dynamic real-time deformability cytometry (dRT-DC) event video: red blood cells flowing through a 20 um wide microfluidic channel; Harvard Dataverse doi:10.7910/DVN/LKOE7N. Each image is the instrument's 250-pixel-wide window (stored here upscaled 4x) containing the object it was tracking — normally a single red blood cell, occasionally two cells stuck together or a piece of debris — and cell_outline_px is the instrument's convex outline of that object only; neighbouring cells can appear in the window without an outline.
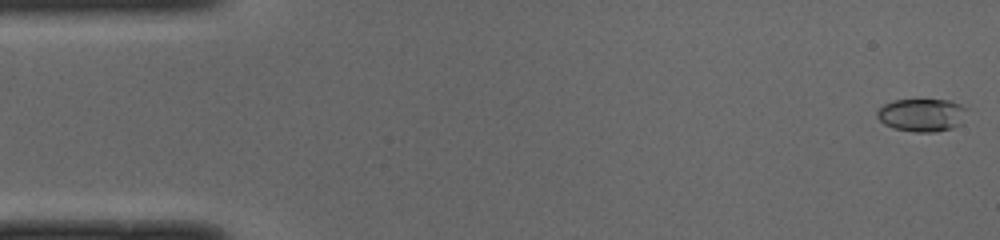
{"species": "common noctule bat (a hibernating species)", "species_latin": "Nyctalus noctula", "temperature_condition": "cold", "stored_images_in_passage": 50, "camera_frame_rate_fps": 3000, "um_per_image_px": 0.085, "animal": {"sex": "male", "body_mass_g": 19.0, "forearm_length_mm": 50.8}, "frame": {"image": 1, "passage_image": 1, "time_ms": 0.0, "image_size_px": [1000, 240], "cell_outline_px": [[968, 108], [960, 124], [952, 128], [936, 132], [916, 132], [896, 128], [884, 124], [876, 116], [876, 112], [884, 104], [892, 100], [952, 100]], "centroid_in_image_um": [78.37, 9.77], "position_along_channel_um": 6.6, "area_um2": 17.22}}
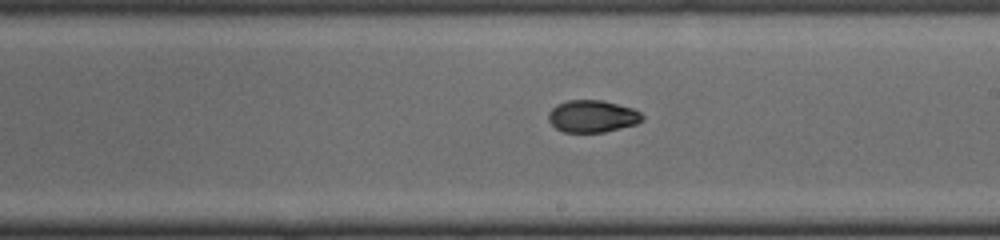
{"frame": {"image": 2, "passage_image": 28, "time_ms": 9.0, "image_size_px": [1000, 240], "cell_outline_px": [[644, 120], [636, 124], [604, 132], [564, 132], [556, 128], [548, 120], [548, 112], [556, 104], [568, 100], [600, 100], [632, 108], [640, 112], [644, 116]], "centroid_in_image_um": [50.34, 9.88], "position_along_channel_um": 238.7, "area_um2": 17.57}}
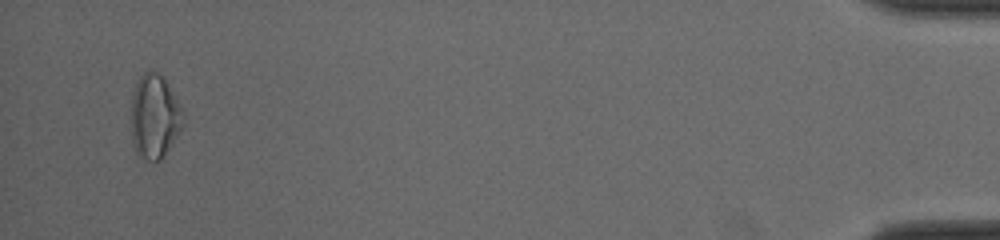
{"frame": {"image": 3, "passage_image": 48, "time_ms": 15.667, "image_size_px": [1000, 240], "cell_outline_px": [[184, 124], [164, 156], [156, 164], [148, 160], [136, 152], [132, 144], [132, 96], [136, 80], [144, 72], [152, 68], [168, 84], [184, 112]], "centroid_in_image_um": [13.14, 9.91], "position_along_channel_um": 422.1, "area_um2": 25.55}, "authors_computed_cell_mechanics": {"area_um2": 17.8313, "velocity_mm_per_s": 4.0361, "shape_relaxation_time_tau1_ms": 2.8848, "shape_relaxation_time_tau2_ms": 2.6709, "deformation_change_tau1": 0.151, "deformation_change_tau2": 0.059}}